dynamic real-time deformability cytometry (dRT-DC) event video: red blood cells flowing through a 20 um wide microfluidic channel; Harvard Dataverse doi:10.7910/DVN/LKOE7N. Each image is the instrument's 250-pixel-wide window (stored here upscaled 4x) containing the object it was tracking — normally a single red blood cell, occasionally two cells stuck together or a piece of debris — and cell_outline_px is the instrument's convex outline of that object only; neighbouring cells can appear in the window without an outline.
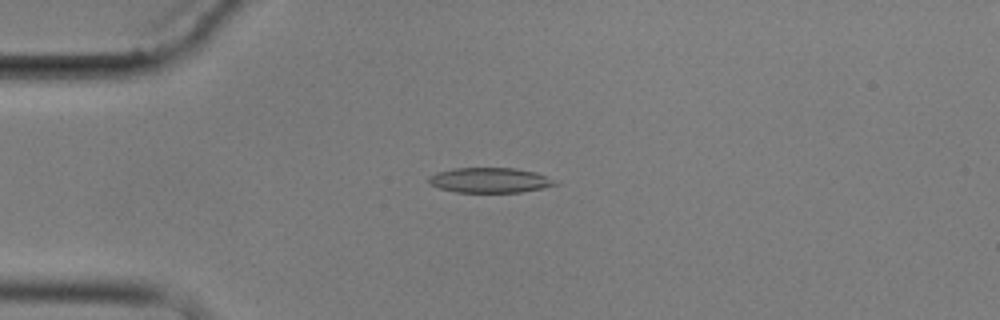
{"species": "common noctule bat (a hibernating species)", "species_latin": "Nyctalus noctula", "temperature_condition": "cold", "stored_images_in_passage": 3, "camera_frame_rate_fps": 3000, "um_per_image_px": 0.085, "animal": {"sex": "male", "body_mass_g": 17.9}, "frame": {"image": 1, "passage_image": 3, "time_ms": 2.333, "image_size_px": [1000, 320], "cell_outline_px": [[560, 184], [544, 188], [520, 192], [456, 192], [440, 188], [428, 184], [428, 176], [436, 172], [452, 168], [516, 168], [536, 172]], "centroid_in_image_um": [41.59, 15.31], "position_along_channel_um": 43.4, "area_um2": 18.5}}